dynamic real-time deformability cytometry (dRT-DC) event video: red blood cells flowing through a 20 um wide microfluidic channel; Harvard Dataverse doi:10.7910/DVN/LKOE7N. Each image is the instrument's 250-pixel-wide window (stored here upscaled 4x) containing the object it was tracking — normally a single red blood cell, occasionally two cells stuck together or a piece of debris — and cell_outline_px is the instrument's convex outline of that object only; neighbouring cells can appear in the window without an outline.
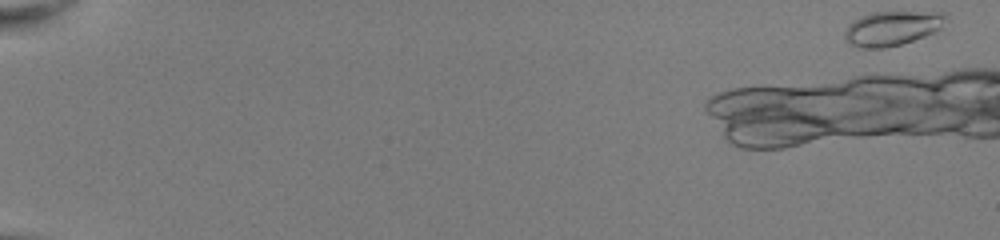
{"species": "common noctule bat (a hibernating species)", "species_latin": "Nyctalus noctula", "temperature_condition": "room temperature", "stored_images_in_passage": 5, "camera_frame_rate_fps": 3000, "um_per_image_px": 0.085, "animal": {"sex": "female", "body_mass_g": 22.0, "forearm_length_mm": 56.7}, "frame": {"image": 1, "passage_image": 1, "time_ms": 0.0, "image_size_px": [1000, 240], "cell_outline_px": [[948, 16], [940, 28], [924, 36], [900, 44], [884, 48], [856, 48], [848, 44], [844, 40], [844, 32], [848, 24], [860, 16], [872, 12], [944, 12]], "centroid_in_image_um": [75.76, 2.41], "position_along_channel_um": 9.2, "area_um2": 20.4}}